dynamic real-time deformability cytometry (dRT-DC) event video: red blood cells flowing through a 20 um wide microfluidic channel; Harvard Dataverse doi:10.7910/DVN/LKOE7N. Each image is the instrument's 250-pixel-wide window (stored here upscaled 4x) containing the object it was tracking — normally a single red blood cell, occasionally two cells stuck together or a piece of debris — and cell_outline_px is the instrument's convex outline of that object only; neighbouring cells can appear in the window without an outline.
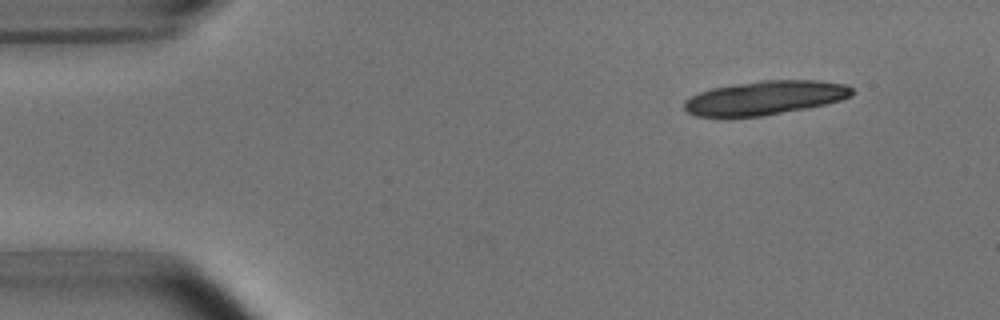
{"species": "common noctule bat (a hibernating species)", "species_latin": "Nyctalus noctula", "temperature_condition": "room temperature", "stored_images_in_passage": 5, "camera_frame_rate_fps": 3000, "um_per_image_px": 0.085, "animal": {"sex": "male", "body_mass_g": 15.6}, "frame": {"image": 1, "passage_image": 2, "time_ms": 1.333, "image_size_px": [1000, 320], "cell_outline_px": [[852, 96], [840, 100], [808, 108], [760, 116], [696, 116], [688, 112], [684, 108], [684, 100], [700, 92], [712, 88], [760, 80], [820, 80], [844, 84], [852, 88]], "centroid_in_image_um": [65.04, 8.3], "position_along_channel_um": 20.0, "area_um2": 32.89}}